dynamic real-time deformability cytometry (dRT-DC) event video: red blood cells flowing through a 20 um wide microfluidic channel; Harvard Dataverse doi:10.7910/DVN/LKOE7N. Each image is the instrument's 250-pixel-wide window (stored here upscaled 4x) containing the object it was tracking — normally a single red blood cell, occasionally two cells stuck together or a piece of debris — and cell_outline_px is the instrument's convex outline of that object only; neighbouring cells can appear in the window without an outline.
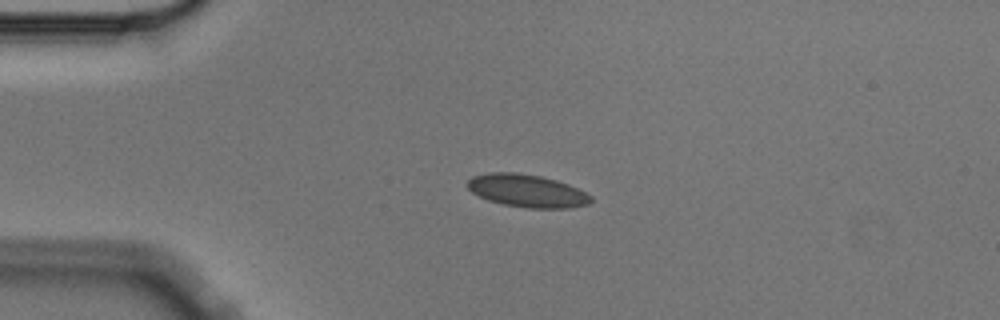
{"species": "Egyptian fruit bat (a non-hibernating species)", "species_latin": "Rousettus aegyptiacus", "temperature_condition": "cold", "stored_images_in_passage": 4, "camera_frame_rate_fps": 3000, "um_per_image_px": 0.085, "animal": {"sex": "male"}, "frame": {"image": 1, "passage_image": 3, "time_ms": 0.667, "image_size_px": [1000, 320], "cell_outline_px": [[592, 200], [588, 204], [568, 208], [528, 208], [504, 204], [488, 200], [472, 192], [464, 184], [472, 176], [488, 172], [516, 172], [540, 176], [556, 180], [568, 184], [592, 196]], "centroid_in_image_um": [44.76, 16.21], "position_along_channel_um": 40.2, "area_um2": 23.52}}